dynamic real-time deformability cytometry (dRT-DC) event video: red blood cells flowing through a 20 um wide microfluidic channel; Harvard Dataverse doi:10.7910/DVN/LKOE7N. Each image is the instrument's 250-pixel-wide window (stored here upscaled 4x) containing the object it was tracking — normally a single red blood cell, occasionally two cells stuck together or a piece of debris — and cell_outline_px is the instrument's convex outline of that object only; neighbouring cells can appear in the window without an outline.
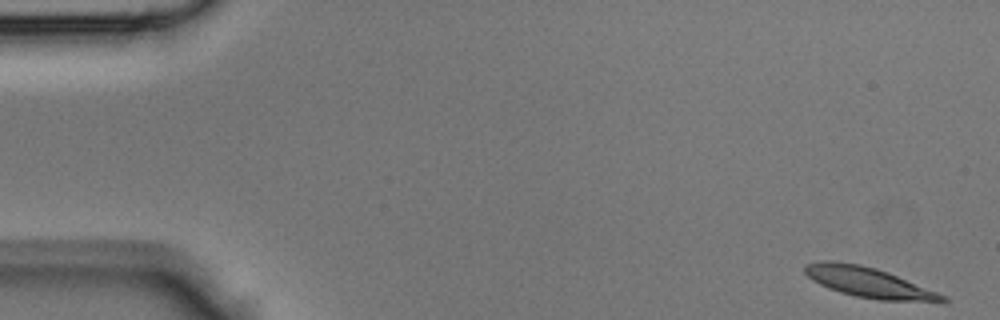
{"species": "Egyptian fruit bat (a non-hibernating species)", "species_latin": "Rousettus aegyptiacus", "temperature_condition": "room temperature", "stored_images_in_passage": 43, "camera_frame_rate_fps": 3000, "um_per_image_px": 0.085, "animal": {"sex": "male"}, "frame": {"image": 1, "passage_image": 1, "time_ms": 0.0, "image_size_px": [1000, 320], "cell_outline_px": [[948, 300], [944, 304], [880, 300], [856, 296], [840, 292], [828, 288], [812, 280], [804, 272], [804, 264], [820, 260], [832, 260], [860, 264], [876, 268], [888, 272], [936, 292], [944, 296]], "centroid_in_image_um": [73.86, 24.02], "position_along_channel_um": 11.1, "area_um2": 24.57}}
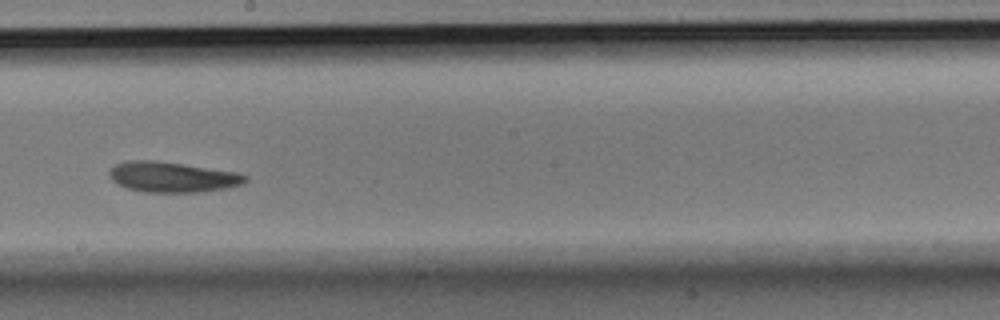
{"frame": {"image": 2, "passage_image": 24, "time_ms": 7.667, "image_size_px": [1000, 320], "cell_outline_px": [[248, 180], [244, 184], [228, 188], [204, 192], [144, 192], [128, 188], [112, 180], [108, 176], [108, 172], [116, 164], [124, 160], [156, 160], [184, 164], [236, 172], [248, 176]], "centroid_in_image_um": [14.67, 15.04], "position_along_channel_um": 233.5, "area_um2": 24.28}}
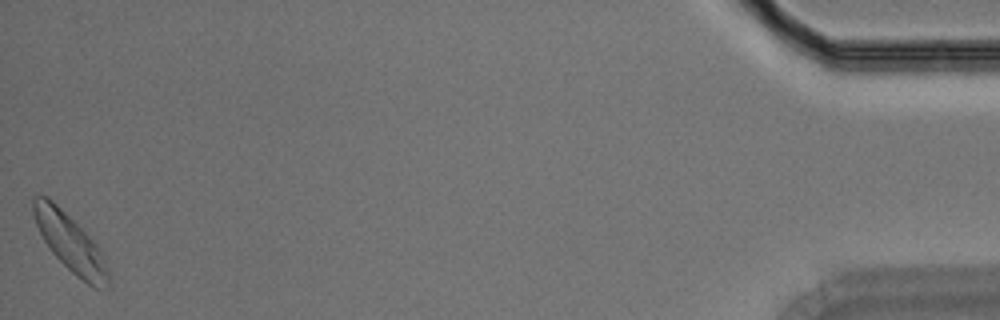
{"frame": {"image": 3, "passage_image": 43, "time_ms": 14.0, "image_size_px": [1000, 320], "cell_outline_px": [[108, 288], [92, 288], [76, 276], [52, 252], [44, 240], [36, 224], [32, 212], [32, 196], [48, 196], [96, 244], [108, 268]], "centroid_in_image_um": [5.94, 20.65], "position_along_channel_um": 429.3, "area_um2": 24.45}}